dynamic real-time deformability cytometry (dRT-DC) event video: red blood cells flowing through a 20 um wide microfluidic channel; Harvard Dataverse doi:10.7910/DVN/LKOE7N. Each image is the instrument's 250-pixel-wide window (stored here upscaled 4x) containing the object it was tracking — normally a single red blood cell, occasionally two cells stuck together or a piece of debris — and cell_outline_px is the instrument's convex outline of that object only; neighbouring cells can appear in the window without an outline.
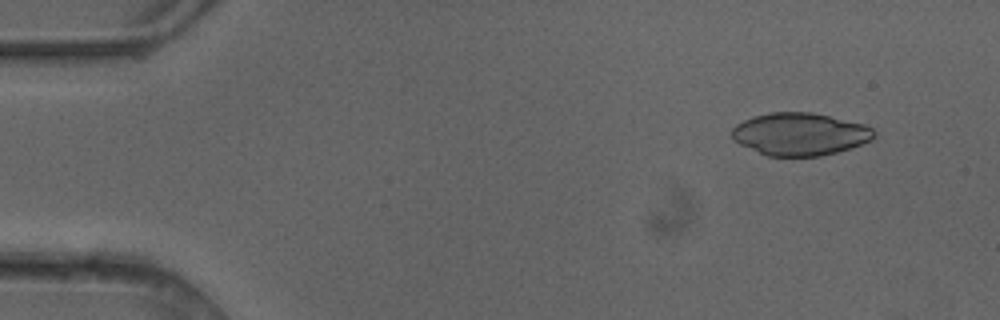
{"species": "common noctule bat (a hibernating species)", "species_latin": "Nyctalus noctula", "temperature_condition": "cold", "stored_images_in_passage": 4, "camera_frame_rate_fps": 3000, "um_per_image_px": 0.085, "animal": {"sex": "female"}, "frame": {"image": 1, "passage_image": 2, "time_ms": 0.333, "image_size_px": [1000, 320], "cell_outline_px": [[876, 136], [872, 140], [852, 148], [820, 156], [768, 156], [740, 144], [732, 140], [732, 128], [736, 124], [752, 116], [768, 112], [812, 112], [864, 124], [872, 128], [876, 132]], "centroid_in_image_um": [68.0, 11.39], "position_along_channel_um": 17.0, "area_um2": 35.43}}